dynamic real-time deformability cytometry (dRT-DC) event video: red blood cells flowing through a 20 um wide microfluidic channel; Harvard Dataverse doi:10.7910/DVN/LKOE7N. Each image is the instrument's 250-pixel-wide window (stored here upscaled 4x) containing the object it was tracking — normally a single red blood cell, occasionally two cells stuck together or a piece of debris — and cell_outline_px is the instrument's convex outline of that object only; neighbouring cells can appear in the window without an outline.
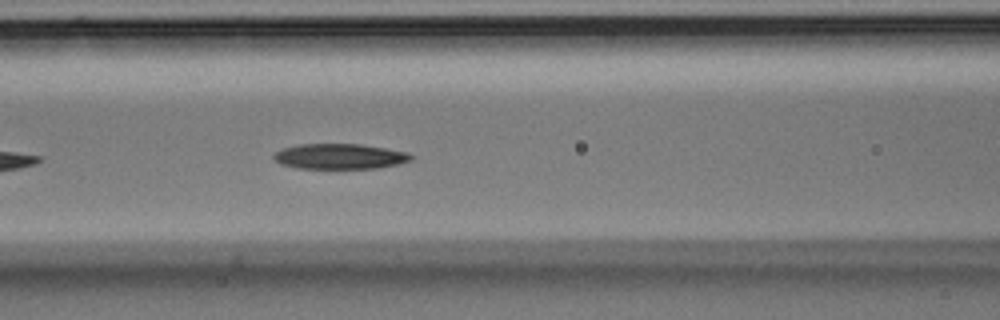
{"species": "Egyptian fruit bat (a non-hibernating species)", "species_latin": "Rousettus aegyptiacus", "temperature_condition": "room temperature", "stored_images_in_passage": 11, "camera_frame_rate_fps": 3000, "um_per_image_px": 0.085, "animal": {"sex": "male"}, "frame": {"image": 1, "passage_image": 8, "time_ms": 2.333, "image_size_px": [1000, 320], "cell_outline_px": [[412, 160], [396, 164], [376, 168], [296, 168], [280, 164], [272, 156], [276, 152], [284, 148], [300, 144], [360, 144], [408, 152], [412, 156]], "centroid_in_image_um": [28.86, 13.29], "position_along_channel_um": 137.7, "area_um2": 20.06}}